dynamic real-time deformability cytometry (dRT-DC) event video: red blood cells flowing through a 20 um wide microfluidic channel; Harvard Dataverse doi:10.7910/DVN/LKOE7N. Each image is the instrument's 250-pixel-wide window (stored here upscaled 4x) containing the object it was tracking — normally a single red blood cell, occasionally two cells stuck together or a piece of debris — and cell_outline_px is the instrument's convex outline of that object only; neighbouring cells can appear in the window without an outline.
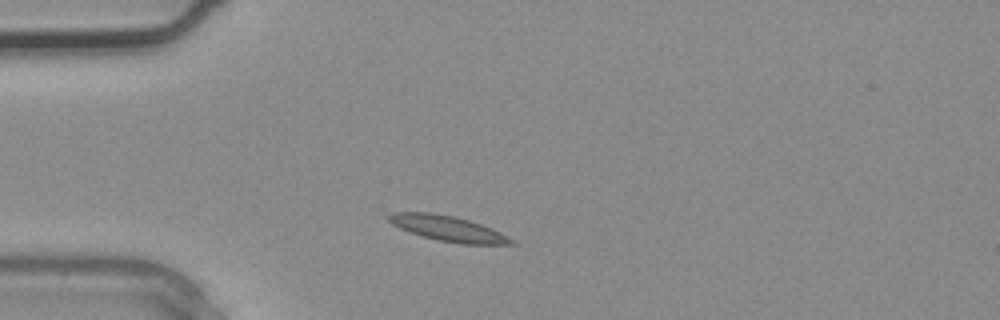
{"species": "common noctule bat (a hibernating species)", "species_latin": "Nyctalus noctula", "temperature_condition": "warm", "stored_images_in_passage": 1, "camera_frame_rate_fps": 3000, "um_per_image_px": 0.085, "animal": {"sex": "male", "body_mass_g": 20.4}, "frame": {"image": 1, "passage_image": 1, "time_ms": 0.0, "image_size_px": [1000, 320], "cell_outline_px": [[516, 244], [460, 244], [436, 240], [400, 228], [392, 224], [388, 220], [388, 216], [392, 212], [432, 212], [456, 216], [492, 228], [500, 232], [512, 240]], "centroid_in_image_um": [38.06, 19.41], "position_along_channel_um": 46.9, "area_um2": 17.98}}